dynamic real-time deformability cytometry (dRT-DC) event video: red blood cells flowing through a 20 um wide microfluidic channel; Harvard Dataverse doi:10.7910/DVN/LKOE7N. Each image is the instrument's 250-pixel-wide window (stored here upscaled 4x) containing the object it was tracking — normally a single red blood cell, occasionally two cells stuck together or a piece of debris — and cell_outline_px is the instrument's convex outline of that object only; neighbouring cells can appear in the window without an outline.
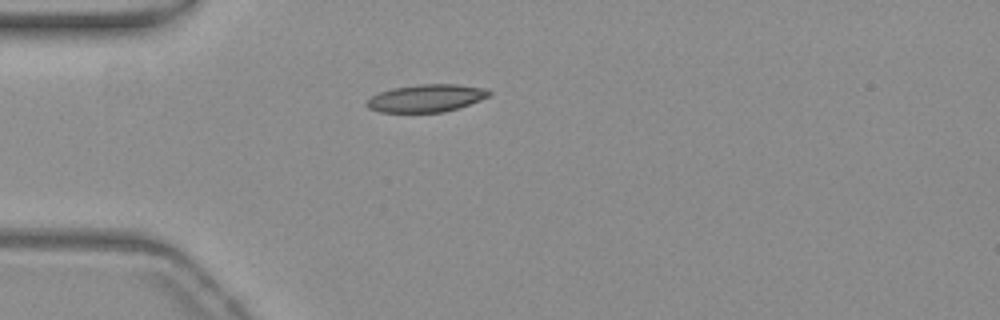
{"species": "common noctule bat (a hibernating species)", "species_latin": "Nyctalus noctula", "temperature_condition": "warm", "stored_images_in_passage": 20, "camera_frame_rate_fps": 3000, "um_per_image_px": 0.085, "animal": {"sex": "female", "body_mass_g": 19.3, "forearm_length_mm": 54.1}, "frame": {"image": 1, "passage_image": 1, "time_ms": 0.0, "image_size_px": [1000, 320], "cell_outline_px": [[492, 92], [488, 96], [480, 100], [460, 108], [444, 112], [380, 112], [368, 108], [364, 104], [372, 96], [380, 92], [392, 88], [420, 84], [456, 84], [488, 88]], "centroid_in_image_um": [36.26, 8.34], "position_along_channel_um": 48.7, "area_um2": 19.77}}
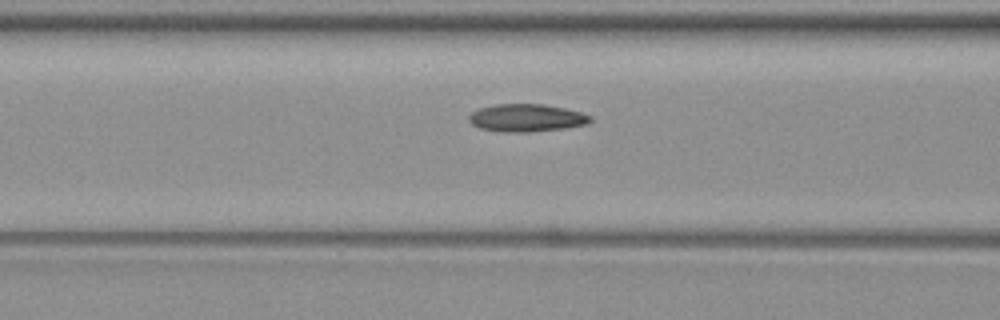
{"frame": {"image": 2, "passage_image": 8, "time_ms": 2.333, "image_size_px": [1000, 320], "cell_outline_px": [[592, 120], [588, 124], [564, 128], [528, 132], [504, 132], [480, 128], [472, 124], [468, 120], [468, 116], [472, 112], [480, 108], [492, 104], [544, 104], [564, 108], [580, 112], [592, 116]], "centroid_in_image_um": [44.75, 10.01], "position_along_channel_um": 121.9, "area_um2": 19.59}}
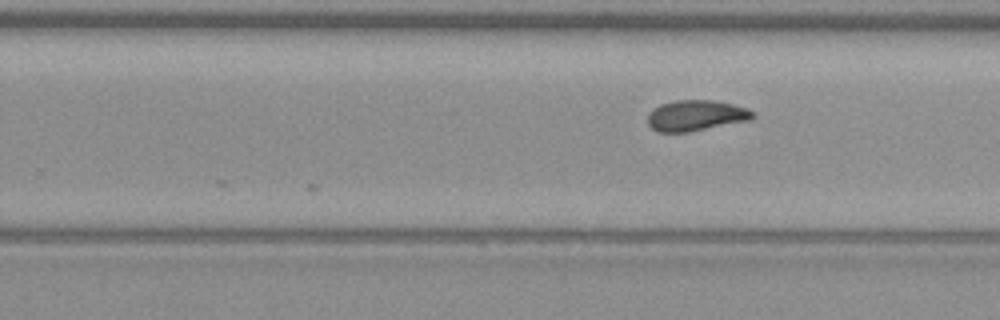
{"frame": {"image": 3, "passage_image": 20, "time_ms": 6.333, "image_size_px": [1000, 320], "cell_outline_px": [[756, 116], [748, 120], [688, 132], [656, 132], [648, 124], [648, 112], [652, 108], [660, 104], [676, 100], [712, 100], [732, 104], [748, 108], [756, 112]], "centroid_in_image_um": [59.13, 9.81], "position_along_channel_um": 270.7, "area_um2": 18.9}}